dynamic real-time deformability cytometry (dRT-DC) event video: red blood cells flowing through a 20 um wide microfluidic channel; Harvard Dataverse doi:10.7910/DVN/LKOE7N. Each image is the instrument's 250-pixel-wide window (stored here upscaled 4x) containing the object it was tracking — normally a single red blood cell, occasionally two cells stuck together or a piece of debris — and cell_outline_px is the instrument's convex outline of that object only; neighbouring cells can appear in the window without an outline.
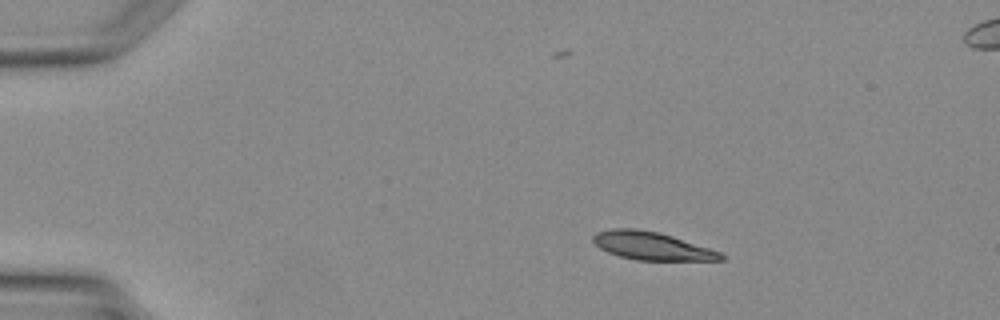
{"species": "Egyptian fruit bat (a non-hibernating species)", "species_latin": "Rousettus aegyptiacus", "temperature_condition": "warm", "stored_images_in_passage": 4, "camera_frame_rate_fps": 3000, "um_per_image_px": 0.085, "animal": {"sex": "female"}, "frame": {"image": 1, "passage_image": 1, "time_ms": 0.0, "image_size_px": [1000, 320], "cell_outline_px": [[724, 260], [636, 260], [620, 256], [608, 252], [600, 248], [592, 240], [592, 236], [596, 232], [612, 228], [636, 228], [660, 232], [720, 252], [724, 256]], "centroid_in_image_um": [55.36, 20.89], "position_along_channel_um": 29.6, "area_um2": 20.69}}